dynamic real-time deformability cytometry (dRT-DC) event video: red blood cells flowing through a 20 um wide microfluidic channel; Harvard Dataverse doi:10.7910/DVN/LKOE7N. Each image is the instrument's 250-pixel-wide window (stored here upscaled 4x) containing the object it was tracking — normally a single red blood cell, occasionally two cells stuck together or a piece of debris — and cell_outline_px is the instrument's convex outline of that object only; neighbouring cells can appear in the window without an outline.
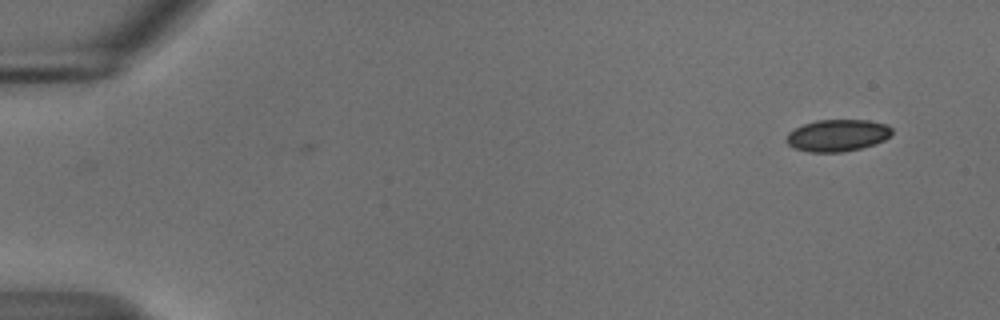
{"species": "common noctule bat (a hibernating species)", "species_latin": "Nyctalus noctula", "temperature_condition": "cold", "stored_images_in_passage": 2, "camera_frame_rate_fps": 3000, "um_per_image_px": 0.085, "animal": {"sex": "male", "body_mass_g": 18.8}, "frame": {"image": 1, "passage_image": 1, "time_ms": 0.0, "image_size_px": [1000, 320], "cell_outline_px": [[892, 132], [884, 140], [860, 148], [840, 152], [808, 152], [796, 148], [788, 144], [784, 140], [788, 132], [804, 124], [816, 120], [868, 120], [884, 124], [892, 128]], "centroid_in_image_um": [71.14, 11.5], "position_along_channel_um": 13.9, "area_um2": 19.42}}